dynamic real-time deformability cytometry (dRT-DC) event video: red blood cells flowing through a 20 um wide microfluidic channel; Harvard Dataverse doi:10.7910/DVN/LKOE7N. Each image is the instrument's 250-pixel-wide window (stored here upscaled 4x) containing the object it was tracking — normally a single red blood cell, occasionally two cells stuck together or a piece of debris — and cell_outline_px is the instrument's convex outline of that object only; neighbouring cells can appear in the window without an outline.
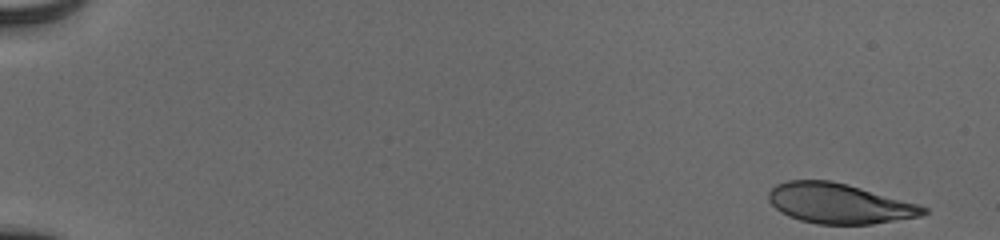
{"species": "human", "species_latin": "Homo sapiens", "temperature_condition": "cold", "stored_images_in_passage": 51, "camera_frame_rate_fps": 3000, "um_per_image_px": 0.085, "donor": {"sex": "male"}, "frame": {"image": 1, "passage_image": 1, "time_ms": 0.0, "image_size_px": [1000, 240], "cell_outline_px": [[928, 212], [920, 216], [872, 224], [816, 224], [800, 220], [788, 216], [780, 212], [768, 200], [768, 192], [776, 184], [788, 180], [832, 180], [848, 184], [920, 204], [928, 208]], "centroid_in_image_um": [71.33, 17.29], "position_along_channel_um": 13.7, "area_um2": 36.36}}
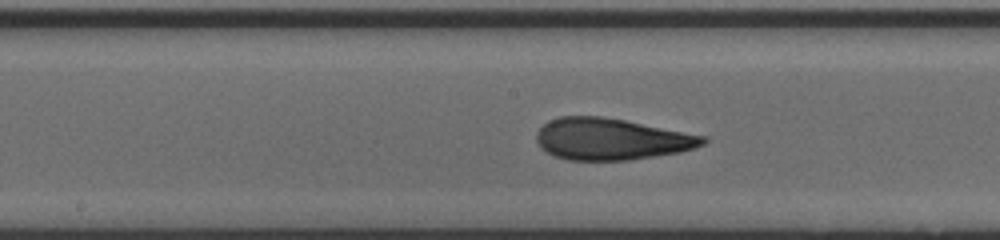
{"frame": {"image": 2, "passage_image": 29, "time_ms": 9.333, "image_size_px": [1000, 240], "cell_outline_px": [[708, 140], [704, 144], [680, 152], [628, 160], [568, 160], [552, 156], [540, 148], [536, 140], [536, 132], [548, 120], [560, 116], [600, 116], [624, 120], [708, 136]], "centroid_in_image_um": [51.93, 11.82], "position_along_channel_um": 196.3, "area_um2": 40.52}}
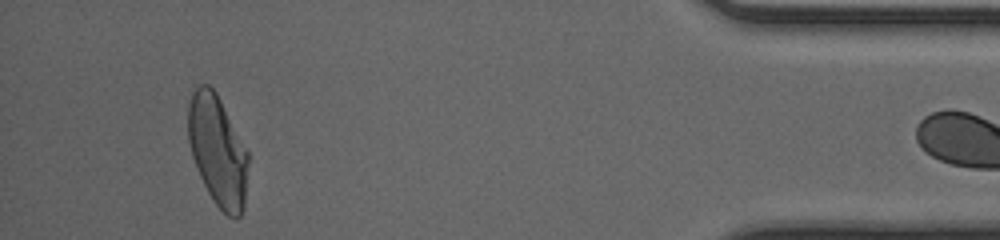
{"frame": {"image": 3, "passage_image": 50, "time_ms": 16.333, "image_size_px": [1000, 240], "cell_outline_px": [[248, 164], [244, 208], [240, 216], [236, 220], [228, 216], [212, 200], [200, 176], [192, 156], [188, 140], [188, 104], [192, 92], [200, 84], [208, 84], [216, 92], [248, 152]], "centroid_in_image_um": [18.5, 12.82], "position_along_channel_um": 416.7, "area_um2": 38.55}}